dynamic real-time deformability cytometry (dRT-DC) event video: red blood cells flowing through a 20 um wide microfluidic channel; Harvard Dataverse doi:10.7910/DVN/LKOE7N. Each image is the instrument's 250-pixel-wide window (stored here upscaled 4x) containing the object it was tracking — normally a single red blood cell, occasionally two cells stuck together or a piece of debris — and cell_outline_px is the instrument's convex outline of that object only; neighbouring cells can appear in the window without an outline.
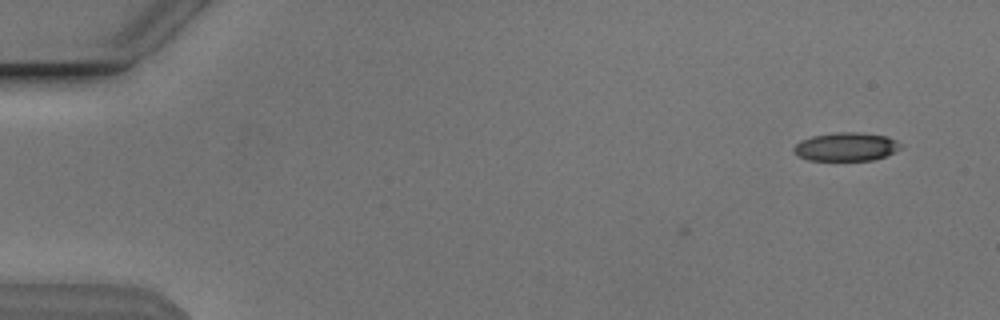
{"species": "Egyptian fruit bat (a non-hibernating species)", "species_latin": "Rousettus aegyptiacus", "temperature_condition": "cold", "stored_images_in_passage": 4, "camera_frame_rate_fps": 3000, "um_per_image_px": 0.085, "animal": {"sex": "male"}, "frame": {"image": 1, "passage_image": 4, "time_ms": 1.0, "image_size_px": [1000, 320], "cell_outline_px": [[900, 148], [884, 156], [872, 160], [808, 160], [796, 156], [792, 152], [792, 148], [800, 140], [812, 136], [836, 132], [860, 132], [888, 136], [896, 140], [900, 144]], "centroid_in_image_um": [71.85, 12.47], "position_along_channel_um": 13.1, "area_um2": 17.8}}